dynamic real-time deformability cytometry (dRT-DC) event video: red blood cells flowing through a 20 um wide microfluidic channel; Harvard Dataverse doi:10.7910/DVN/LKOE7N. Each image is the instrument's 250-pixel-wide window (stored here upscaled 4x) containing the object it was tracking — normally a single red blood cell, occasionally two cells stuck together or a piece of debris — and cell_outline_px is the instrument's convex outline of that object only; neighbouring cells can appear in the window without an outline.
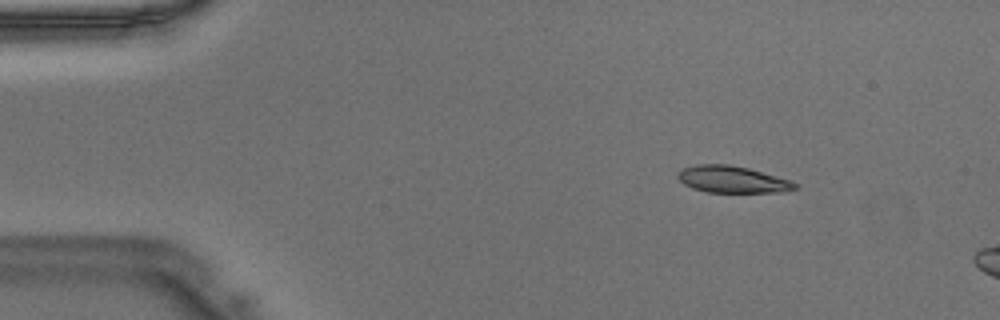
{"species": "Egyptian fruit bat (a non-hibernating species)", "species_latin": "Rousettus aegyptiacus", "temperature_condition": "warm", "stored_images_in_passage": 7, "camera_frame_rate_fps": 3000, "um_per_image_px": 0.085, "animal": {"sex": "male"}, "frame": {"image": 1, "passage_image": 2, "time_ms": 0.333, "image_size_px": [1000, 320], "cell_outline_px": [[800, 188], [784, 192], [704, 192], [692, 188], [684, 184], [676, 176], [676, 172], [680, 168], [696, 164], [728, 164], [748, 168], [788, 180], [796, 184]], "centroid_in_image_um": [62.18, 15.25], "position_along_channel_um": 22.8, "area_um2": 18.38}}